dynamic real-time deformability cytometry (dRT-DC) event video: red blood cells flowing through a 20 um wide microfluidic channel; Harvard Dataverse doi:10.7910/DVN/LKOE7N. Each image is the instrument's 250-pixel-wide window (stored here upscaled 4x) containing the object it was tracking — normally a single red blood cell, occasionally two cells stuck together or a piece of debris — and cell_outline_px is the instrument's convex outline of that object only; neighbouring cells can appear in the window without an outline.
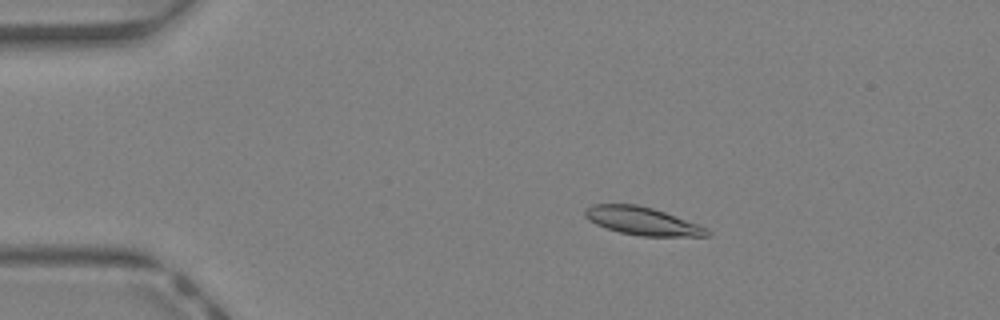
{"species": "Egyptian fruit bat (a non-hibernating species)", "species_latin": "Rousettus aegyptiacus", "temperature_condition": "warm", "stored_images_in_passage": 14, "camera_frame_rate_fps": 3000, "um_per_image_px": 0.085, "animal": {"sex": "female"}, "frame": {"image": 1, "passage_image": 8, "time_ms": 2.333, "image_size_px": [1000, 320], "cell_outline_px": [[712, 232], [708, 236], [640, 236], [620, 232], [596, 224], [588, 220], [584, 216], [584, 208], [592, 204], [636, 204], [652, 208], [664, 212], [708, 228]], "centroid_in_image_um": [54.57, 18.78], "position_along_channel_um": 30.4, "area_um2": 19.83}}